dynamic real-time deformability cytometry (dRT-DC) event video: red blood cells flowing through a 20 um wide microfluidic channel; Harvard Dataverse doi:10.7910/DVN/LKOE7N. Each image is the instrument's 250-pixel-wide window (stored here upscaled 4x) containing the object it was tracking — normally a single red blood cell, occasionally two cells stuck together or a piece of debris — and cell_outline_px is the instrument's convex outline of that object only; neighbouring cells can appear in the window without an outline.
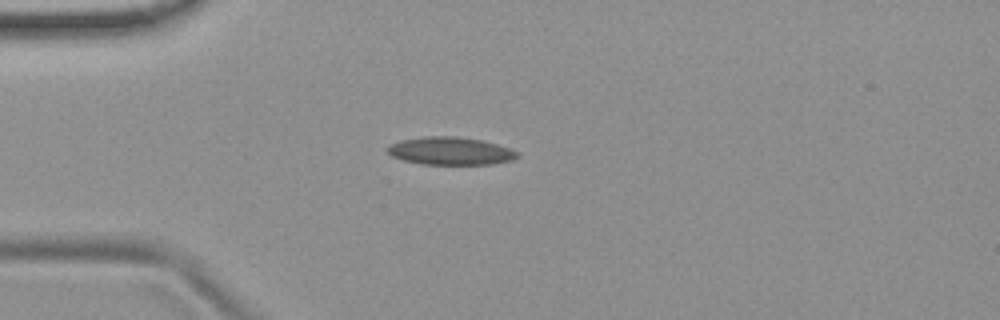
{"species": "common noctule bat (a hibernating species)", "species_latin": "Nyctalus noctula", "temperature_condition": "room temperature", "stored_images_in_passage": 53, "camera_frame_rate_fps": 3000, "um_per_image_px": 0.085, "animal": {"sex": "female", "body_mass_g": 19.9}, "frame": {"image": 1, "passage_image": 13, "time_ms": 4.0, "image_size_px": [1000, 320], "cell_outline_px": [[520, 156], [512, 160], [492, 164], [424, 164], [404, 160], [392, 156], [384, 148], [388, 144], [400, 140], [424, 136], [456, 136], [480, 140], [496, 144], [520, 152]], "centroid_in_image_um": [38.26, 12.82], "position_along_channel_um": 46.7, "area_um2": 21.1}}
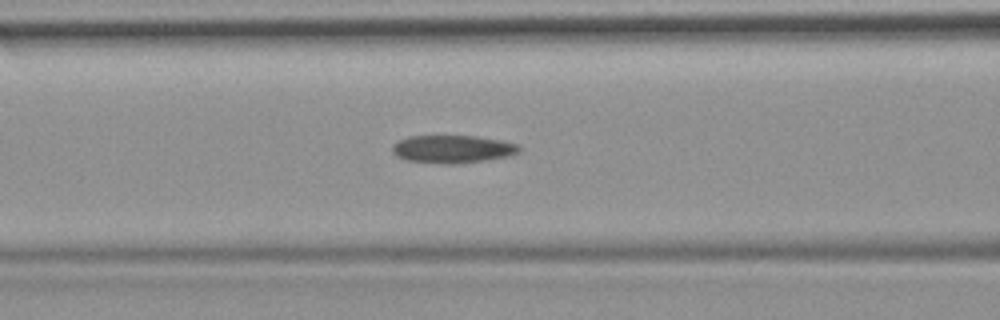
{"frame": {"image": 2, "passage_image": 21, "time_ms": 6.667, "image_size_px": [1000, 320], "cell_outline_px": [[520, 152], [508, 156], [460, 164], [444, 164], [408, 160], [396, 156], [392, 152], [392, 144], [408, 136], [476, 136], [500, 140], [520, 144]], "centroid_in_image_um": [38.48, 12.67], "position_along_channel_um": 128.1, "area_um2": 20.63}}
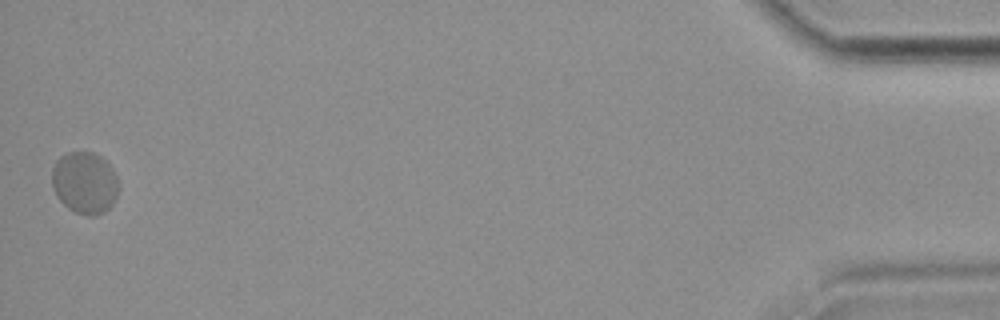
{"frame": {"image": 3, "passage_image": 53, "time_ms": 17.333, "image_size_px": [1000, 320], "cell_outline_px": [[120, 188], [112, 204], [104, 212], [92, 216], [88, 216], [76, 212], [68, 208], [56, 196], [52, 188], [52, 168], [56, 160], [60, 156], [68, 152], [92, 152], [100, 156], [112, 168], [116, 176]], "centroid_in_image_um": [7.19, 15.53], "position_along_channel_um": 428.0, "area_um2": 24.16}}